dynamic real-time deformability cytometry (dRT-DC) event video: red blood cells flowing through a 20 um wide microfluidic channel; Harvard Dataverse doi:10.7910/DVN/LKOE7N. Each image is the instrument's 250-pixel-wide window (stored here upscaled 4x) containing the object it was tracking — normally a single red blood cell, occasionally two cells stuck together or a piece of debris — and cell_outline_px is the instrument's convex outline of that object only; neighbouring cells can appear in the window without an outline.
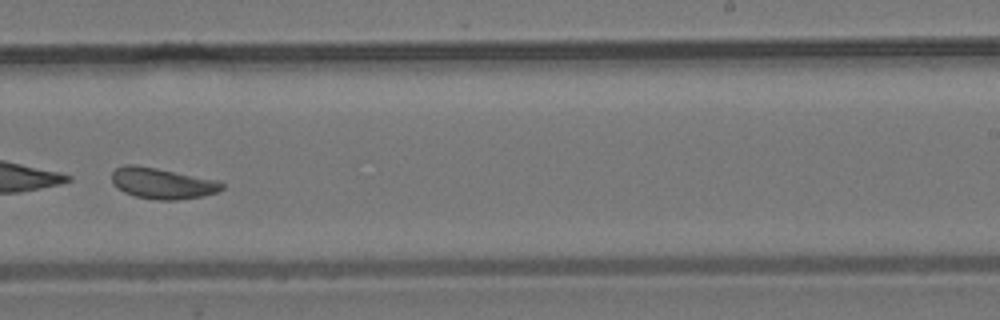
{"species": "common noctule bat (a hibernating species)", "species_latin": "Nyctalus noctula", "temperature_condition": "room temperature", "stored_images_in_passage": 48, "camera_frame_rate_fps": 3000, "um_per_image_px": 0.085, "animal": {"sex": "male", "body_mass_g": 19.2, "forearm_length_mm": 51.8}, "frame": {"image": 1, "passage_image": 34, "time_ms": 11.0, "image_size_px": [1000, 320], "cell_outline_px": [[224, 188], [220, 192], [204, 196], [176, 200], [156, 200], [136, 196], [124, 192], [112, 180], [112, 172], [116, 168], [124, 164], [136, 164], [216, 180], [224, 184]], "centroid_in_image_um": [13.82, 15.58], "position_along_channel_um": 275.2, "area_um2": 19.77}}